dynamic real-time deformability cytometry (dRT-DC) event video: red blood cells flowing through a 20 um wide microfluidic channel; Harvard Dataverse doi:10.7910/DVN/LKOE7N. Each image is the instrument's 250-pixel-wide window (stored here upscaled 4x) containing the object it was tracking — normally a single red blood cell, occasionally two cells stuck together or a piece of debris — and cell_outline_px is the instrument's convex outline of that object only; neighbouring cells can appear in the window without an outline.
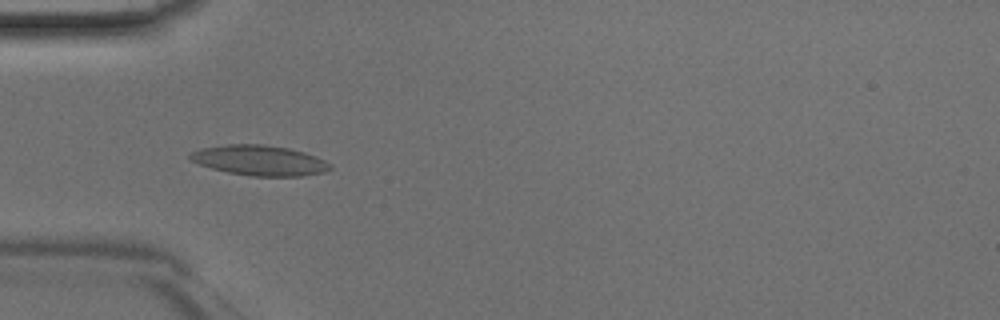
{"species": "Egyptian fruit bat (a non-hibernating species)", "species_latin": "Rousettus aegyptiacus", "temperature_condition": "room temperature", "stored_images_in_passage": 47, "camera_frame_rate_fps": 3000, "um_per_image_px": 0.085, "animal": {"sex": "male"}, "frame": {"image": 1, "passage_image": 15, "time_ms": 4.667, "image_size_px": [1000, 320], "cell_outline_px": [[332, 168], [324, 172], [300, 176], [252, 176], [228, 172], [212, 168], [188, 160], [188, 156], [192, 152], [204, 148], [228, 144], [264, 144], [288, 148], [304, 152], [324, 160], [332, 164]], "centroid_in_image_um": [22.07, 13.63], "position_along_channel_um": 62.9, "area_um2": 24.51}}
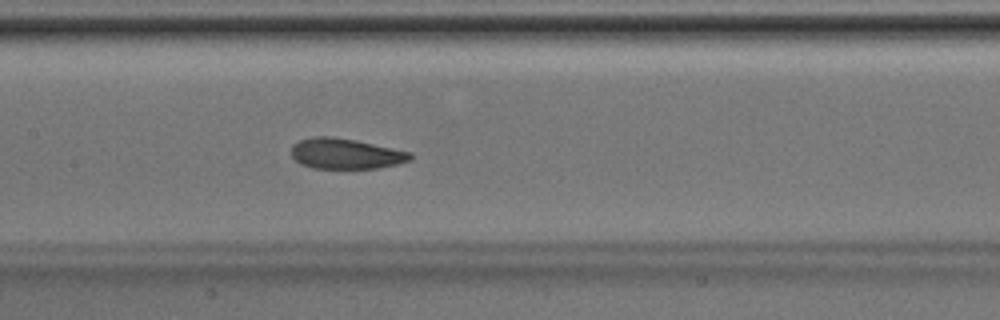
{"frame": {"image": 2, "passage_image": 23, "time_ms": 7.333, "image_size_px": [1000, 320], "cell_outline_px": [[412, 160], [396, 164], [376, 168], [312, 168], [300, 164], [292, 156], [292, 144], [300, 140], [316, 136], [332, 136], [356, 140], [412, 152]], "centroid_in_image_um": [29.38, 13.06], "position_along_channel_um": 178.0, "area_um2": 21.15}}
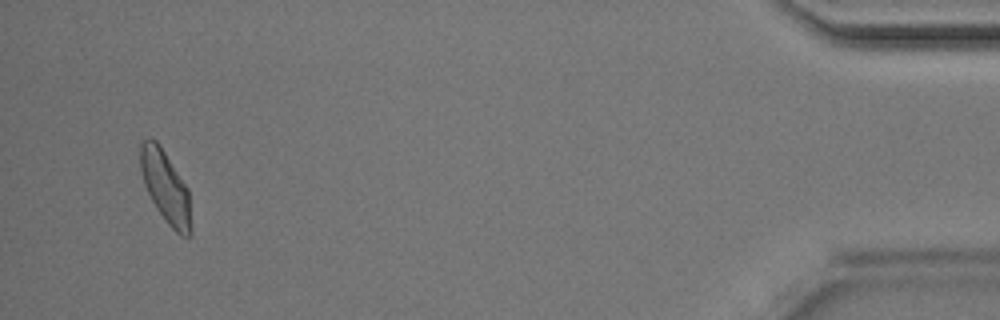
{"frame": {"image": 3, "passage_image": 45, "time_ms": 14.667, "image_size_px": [1000, 320], "cell_outline_px": [[192, 232], [188, 236], [180, 236], [168, 224], [156, 208], [144, 184], [140, 168], [140, 144], [144, 140], [156, 140], [160, 144], [188, 188], [192, 228]], "centroid_in_image_um": [14.09, 15.91], "position_along_channel_um": 421.1, "area_um2": 21.21}}